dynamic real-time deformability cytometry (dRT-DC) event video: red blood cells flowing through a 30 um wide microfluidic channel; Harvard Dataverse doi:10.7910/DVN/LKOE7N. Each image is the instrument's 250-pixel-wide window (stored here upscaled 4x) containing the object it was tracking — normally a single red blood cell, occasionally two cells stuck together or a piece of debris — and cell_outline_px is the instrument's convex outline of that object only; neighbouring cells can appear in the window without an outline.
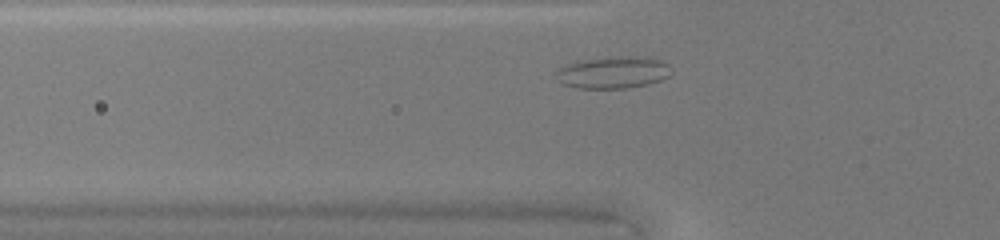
{"species": "common noctule bat (a hibernating species)", "species_latin": "Nyctalus noctula", "temperature_condition": "warm", "stored_images_in_passage": 32, "camera_frame_rate_fps": 3000, "um_per_image_px": 0.085, "animal": {"sex": "female", "body_mass_g": 20.0, "forearm_length_mm": 54.0}, "frame": {"image": 1, "passage_image": 8, "time_ms": 2.333, "image_size_px": [1000, 240], "cell_outline_px": [[672, 72], [668, 76], [660, 80], [648, 84], [624, 88], [576, 88], [564, 84], [556, 80], [556, 72], [560, 68], [576, 60], [660, 60], [668, 64], [672, 68]], "centroid_in_image_um": [52.05, 6.24], "position_along_channel_um": 73.7, "area_um2": 20.06}}
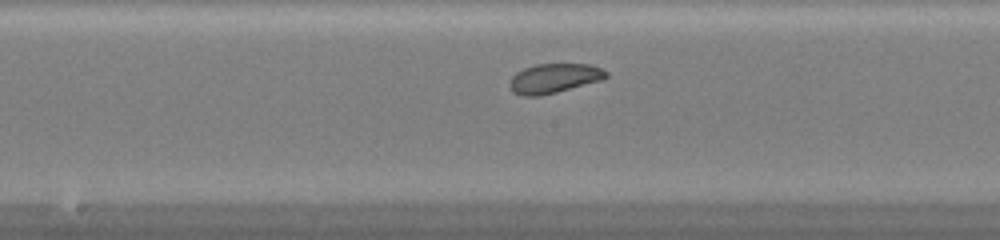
{"frame": {"image": 2, "passage_image": 17, "time_ms": 5.333, "image_size_px": [1000, 240], "cell_outline_px": [[608, 76], [604, 80], [540, 96], [524, 96], [512, 92], [508, 84], [512, 76], [516, 72], [524, 68], [536, 64], [592, 64], [608, 72]], "centroid_in_image_um": [47.1, 6.66], "position_along_channel_um": 201.1, "area_um2": 16.76}}
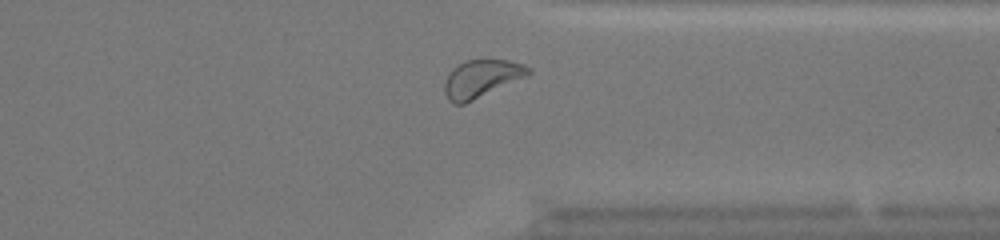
{"frame": {"image": 3, "passage_image": 29, "time_ms": 9.333, "image_size_px": [1000, 240], "cell_outline_px": [[532, 72], [524, 76], [464, 104], [452, 104], [448, 100], [444, 92], [444, 80], [452, 68], [468, 60], [508, 60], [524, 64]], "centroid_in_image_um": [40.85, 6.68], "position_along_channel_um": 370.6, "area_um2": 17.92}, "authors_computed_cell_mechanics": {"area_um2": 17.1955, "velocity_mm_per_s": 4.2517, "shape_relaxation_time_tau1_ms": 5.2522, "shape_relaxation_time_tau2_ms": 1.8758, "deformation_change_tau1": 0.0979, "deformation_change_tau2": 0.0634}}